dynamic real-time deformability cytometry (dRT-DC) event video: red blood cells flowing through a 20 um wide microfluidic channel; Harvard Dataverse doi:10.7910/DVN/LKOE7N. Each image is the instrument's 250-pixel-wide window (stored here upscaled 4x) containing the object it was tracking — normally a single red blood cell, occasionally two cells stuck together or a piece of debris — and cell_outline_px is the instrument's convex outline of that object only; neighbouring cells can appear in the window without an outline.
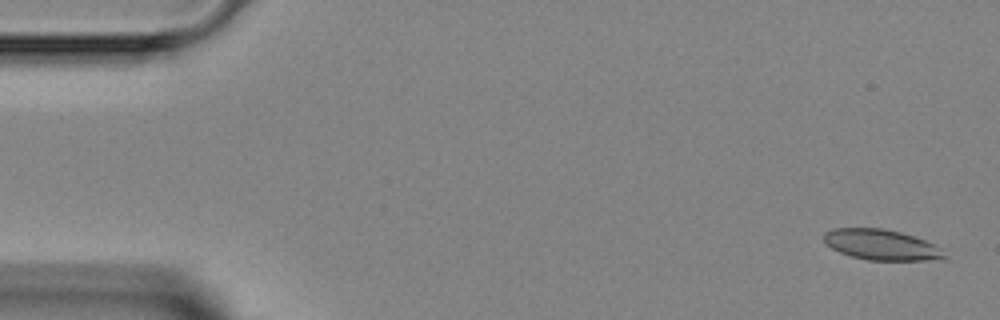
{"species": "Egyptian fruit bat (a non-hibernating species)", "species_latin": "Rousettus aegyptiacus", "temperature_condition": "room temperature", "stored_images_in_passage": 4, "camera_frame_rate_fps": 3000, "um_per_image_px": 0.085, "animal": {"sex": "female"}, "frame": {"image": 1, "passage_image": 1, "time_ms": 0.0, "image_size_px": [1000, 320], "cell_outline_px": [[948, 256], [944, 260], [868, 260], [852, 256], [840, 252], [832, 248], [824, 240], [824, 232], [832, 228], [884, 228], [900, 232], [924, 240], [940, 248]], "centroid_in_image_um": [74.94, 20.81], "position_along_channel_um": 10.1, "area_um2": 21.39}}
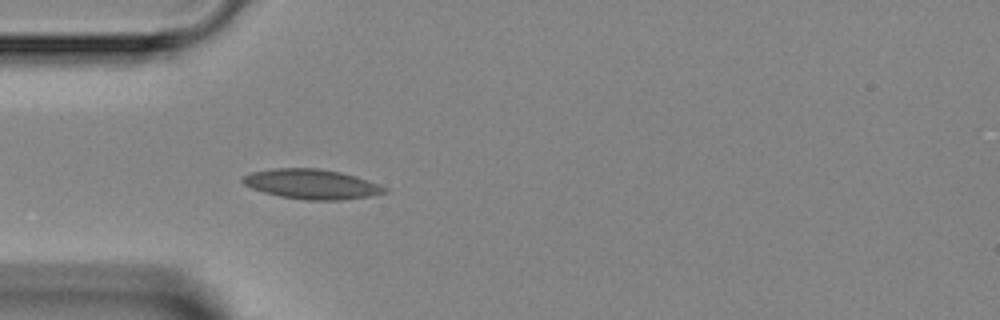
{"frame": {"image": 2, "passage_image": 4, "time_ms": 4.0, "image_size_px": [1000, 320], "cell_outline_px": [[388, 192], [368, 196], [340, 200], [304, 200], [280, 196], [264, 192], [252, 188], [244, 184], [240, 180], [240, 176], [252, 172], [276, 168], [320, 168], [340, 172], [356, 176], [388, 188]], "centroid_in_image_um": [26.46, 15.64], "position_along_channel_um": 58.5, "area_um2": 24.62}}